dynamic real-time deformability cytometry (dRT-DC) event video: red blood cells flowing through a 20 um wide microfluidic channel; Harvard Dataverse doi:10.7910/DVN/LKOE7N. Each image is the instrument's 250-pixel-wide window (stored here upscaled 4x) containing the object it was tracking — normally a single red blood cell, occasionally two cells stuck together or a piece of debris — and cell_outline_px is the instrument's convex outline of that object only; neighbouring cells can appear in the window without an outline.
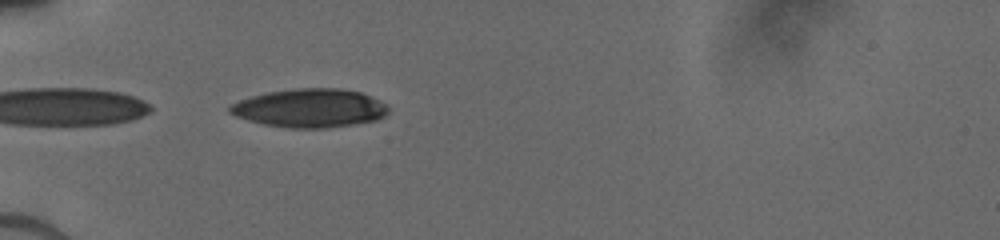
{"species": "human", "species_latin": "Homo sapiens", "temperature_condition": "cold", "stored_images_in_passage": 22, "camera_frame_rate_fps": 3000, "um_per_image_px": 0.085, "donor": {"sex": "male"}, "frame": {"image": 1, "passage_image": 1, "time_ms": 0.0, "image_size_px": [1000, 240], "cell_outline_px": [[388, 112], [384, 116], [376, 120], [328, 128], [288, 128], [264, 124], [248, 120], [236, 116], [228, 112], [228, 108], [232, 104], [240, 100], [252, 96], [268, 92], [296, 88], [340, 88], [360, 92], [380, 100], [388, 104]], "centroid_in_image_um": [26.36, 9.19], "position_along_channel_um": 58.6, "area_um2": 35.6}}
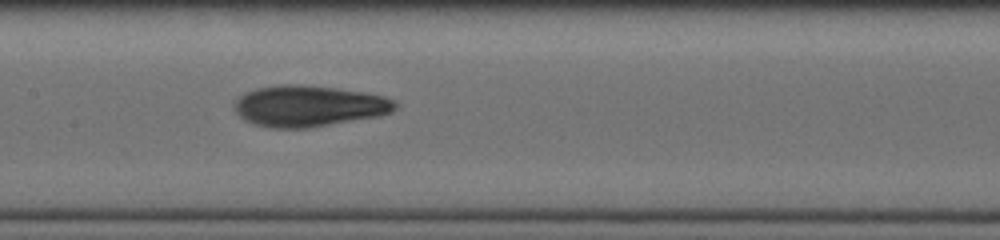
{"frame": {"image": 2, "passage_image": 9, "time_ms": 3.333, "image_size_px": [1000, 240], "cell_outline_px": [[396, 108], [392, 112], [380, 116], [308, 128], [272, 128], [256, 124], [244, 120], [232, 108], [236, 100], [240, 96], [256, 88], [280, 84], [296, 84], [336, 88], [364, 92], [384, 96], [396, 100]], "centroid_in_image_um": [26.26, 9.01], "position_along_channel_um": 181.1, "area_um2": 38.61}}
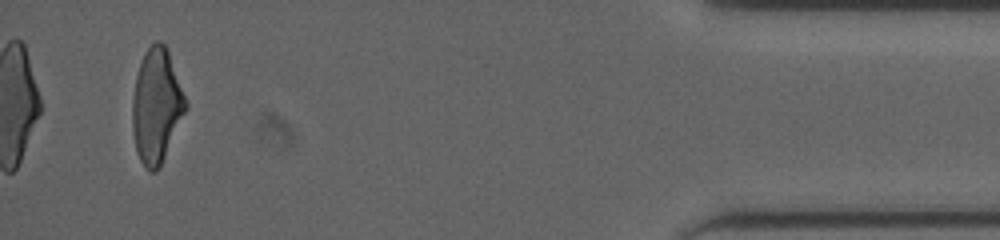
{"frame": {"image": 3, "passage_image": 22, "time_ms": 10.667, "image_size_px": [1000, 240], "cell_outline_px": [[188, 108], [160, 168], [156, 172], [152, 172], [140, 160], [136, 152], [132, 128], [132, 100], [136, 76], [144, 52], [156, 40], [160, 40], [164, 44], [168, 52], [188, 104]], "centroid_in_image_um": [13.3, 9.03], "position_along_channel_um": 421.9, "area_um2": 35.49}}